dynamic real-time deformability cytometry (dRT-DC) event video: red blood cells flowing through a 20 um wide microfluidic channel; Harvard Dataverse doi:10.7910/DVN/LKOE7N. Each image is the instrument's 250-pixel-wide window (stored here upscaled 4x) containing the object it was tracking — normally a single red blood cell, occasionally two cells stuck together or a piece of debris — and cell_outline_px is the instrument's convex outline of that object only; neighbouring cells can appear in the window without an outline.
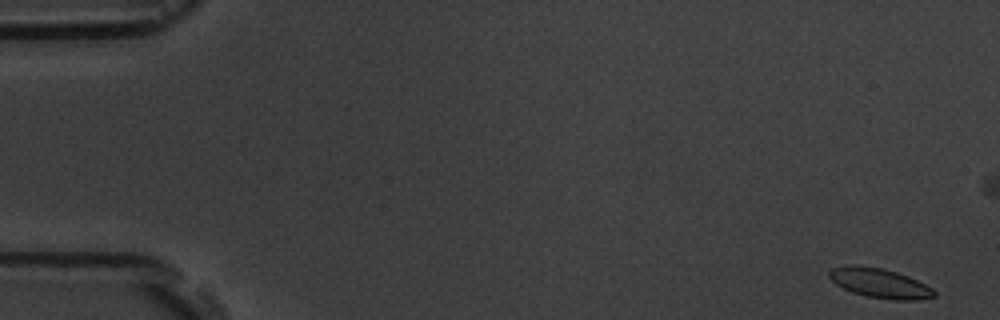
{"species": "common noctule bat (a hibernating species)", "species_latin": "Nyctalus noctula", "temperature_condition": "room temperature", "stored_images_in_passage": 4, "camera_frame_rate_fps": 3000, "um_per_image_px": 0.085, "animal": {"sex": "male", "body_mass_g": 19.5, "forearm_length_mm": 54.6}, "frame": {"image": 1, "passage_image": 1, "time_ms": 0.0, "image_size_px": [1000, 320], "cell_outline_px": [[936, 296], [920, 300], [892, 300], [868, 296], [852, 292], [836, 284], [828, 276], [828, 272], [832, 268], [848, 264], [880, 268], [896, 272], [908, 276], [932, 288], [936, 292]], "centroid_in_image_um": [74.78, 24.07], "position_along_channel_um": 10.2, "area_um2": 17.98}}